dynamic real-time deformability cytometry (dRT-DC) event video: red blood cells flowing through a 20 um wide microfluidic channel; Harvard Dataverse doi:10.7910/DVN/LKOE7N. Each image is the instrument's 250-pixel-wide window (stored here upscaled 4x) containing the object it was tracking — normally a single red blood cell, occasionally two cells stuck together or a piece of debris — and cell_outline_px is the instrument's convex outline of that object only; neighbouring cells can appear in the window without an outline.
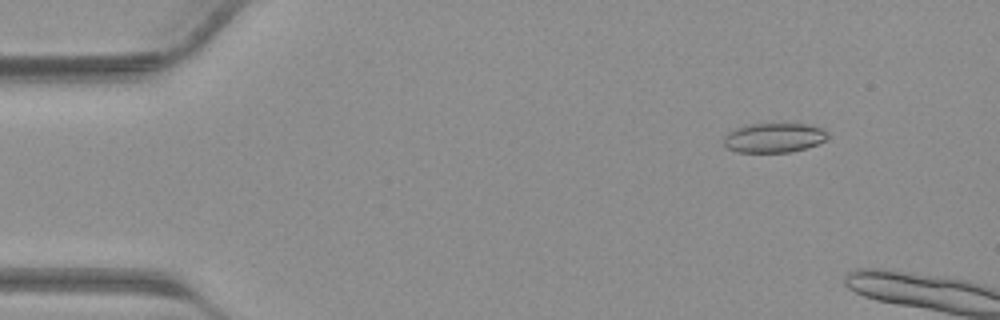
{"species": "common noctule bat (a hibernating species)", "species_latin": "Nyctalus noctula", "temperature_condition": "warm", "stored_images_in_passage": 8, "camera_frame_rate_fps": 3000, "um_per_image_px": 0.085, "animal": {"sex": "male", "body_mass_g": 23.1, "forearm_length_mm": 52.7}, "frame": {"image": 1, "passage_image": 5, "time_ms": 1.333, "image_size_px": [1000, 320], "cell_outline_px": [[828, 140], [804, 148], [788, 152], [736, 152], [728, 148], [724, 144], [724, 136], [728, 132], [744, 124], [808, 124], [820, 128], [828, 132]], "centroid_in_image_um": [65.77, 11.7], "position_along_channel_um": 19.2, "area_um2": 17.86}}